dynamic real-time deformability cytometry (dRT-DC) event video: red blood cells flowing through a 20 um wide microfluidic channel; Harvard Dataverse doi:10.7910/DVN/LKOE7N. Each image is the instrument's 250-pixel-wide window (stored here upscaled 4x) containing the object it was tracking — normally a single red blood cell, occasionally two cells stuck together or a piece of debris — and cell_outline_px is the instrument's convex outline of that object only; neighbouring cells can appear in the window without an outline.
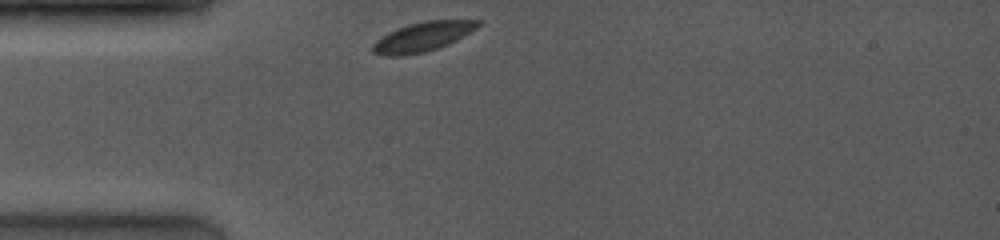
{"species": "common noctule bat (a hibernating species)", "species_latin": "Nyctalus noctula", "temperature_condition": "room temperature", "stored_images_in_passage": 22, "camera_frame_rate_fps": 4000, "um_per_image_px": 0.085, "animal": {"sex": "female", "body_mass_g": 19.0, "forearm_length_mm": 53.3}, "frame": {"image": 1, "passage_image": 1, "time_ms": 0.0, "image_size_px": [1000, 240], "cell_outline_px": [[480, 24], [476, 28], [448, 44], [424, 52], [404, 56], [384, 56], [372, 52], [372, 44], [376, 40], [388, 32], [396, 28], [408, 24], [424, 20], [480, 20]], "centroid_in_image_um": [35.86, 3.12], "position_along_channel_um": 49.1, "area_um2": 17.98}}
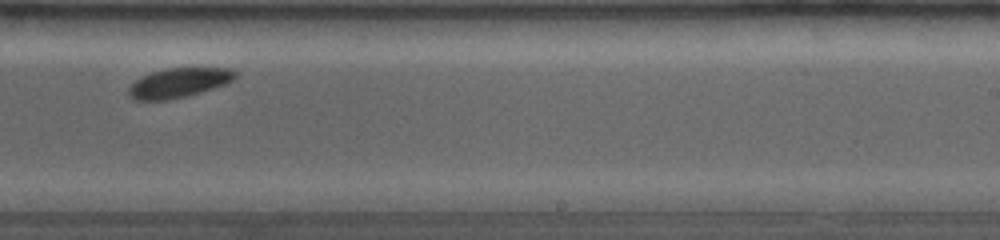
{"frame": {"image": 2, "passage_image": 14, "time_ms": 6.0, "image_size_px": [1000, 240], "cell_outline_px": [[236, 76], [232, 80], [224, 84], [212, 88], [184, 96], [168, 100], [132, 100], [128, 92], [128, 88], [136, 80], [152, 72], [168, 68], [232, 68], [236, 72]], "centroid_in_image_um": [15.18, 7.03], "position_along_channel_um": 273.8, "area_um2": 17.98}}
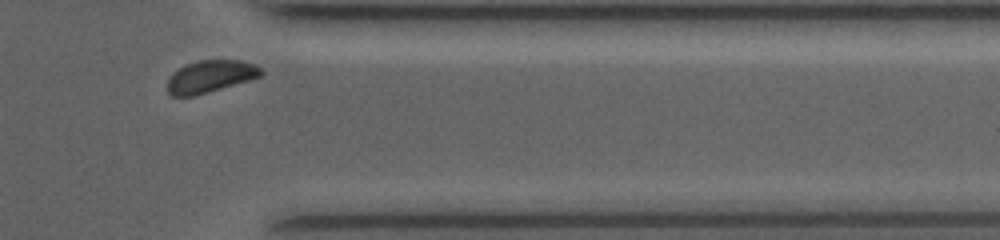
{"frame": {"image": 3, "passage_image": 20, "time_ms": 9.0, "image_size_px": [1000, 240], "cell_outline_px": [[264, 72], [260, 76], [248, 80], [196, 96], [172, 96], [168, 92], [168, 80], [172, 72], [184, 64], [196, 60], [240, 60], [256, 64]], "centroid_in_image_um": [17.85, 6.48], "position_along_channel_um": 393.5, "area_um2": 17.69}, "authors_computed_cell_mechanics": {"area_um2": 18.2359, "velocity_mm_per_s": 3.9687, "shape_relaxation_time_tau1_ms": 1.6976, "shape_relaxation_time_tau2_ms": null, "deformation_change_tau1": 0.0576, "deformation_change_tau2": null}}